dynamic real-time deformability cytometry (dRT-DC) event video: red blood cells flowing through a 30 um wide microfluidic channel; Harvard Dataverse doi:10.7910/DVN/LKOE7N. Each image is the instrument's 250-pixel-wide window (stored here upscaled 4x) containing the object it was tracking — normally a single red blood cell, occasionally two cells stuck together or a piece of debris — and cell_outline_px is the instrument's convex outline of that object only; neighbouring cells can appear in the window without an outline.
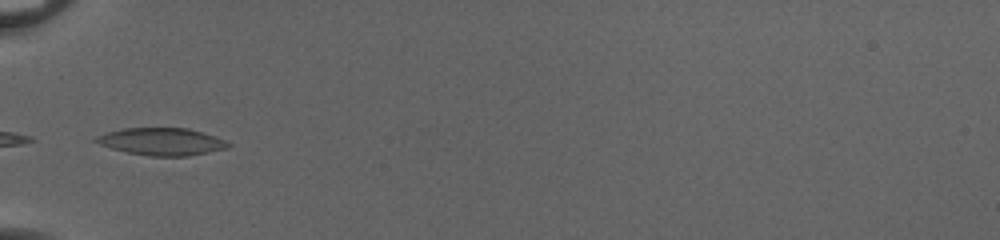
{"species": "common noctule bat (a hibernating species)", "species_latin": "Nyctalus noctula", "temperature_condition": "cold", "stored_images_in_passage": 8, "camera_frame_rate_fps": 3000, "um_per_image_px": 0.085, "animal": {"sex": "female", "body_mass_g": 20.0, "forearm_length_mm": 54.0}, "frame": {"image": 1, "passage_image": 1, "time_ms": 0.0, "image_size_px": [1000, 240], "cell_outline_px": [[232, 144], [228, 148], [188, 156], [152, 156], [128, 152], [112, 148], [100, 144], [92, 140], [96, 136], [104, 132], [124, 128], [188, 128], [216, 136]], "centroid_in_image_um": [13.74, 12.03], "position_along_channel_um": 71.3, "area_um2": 21.04}}